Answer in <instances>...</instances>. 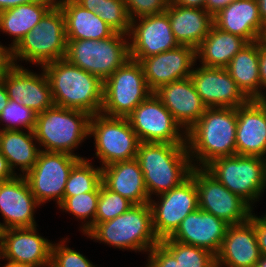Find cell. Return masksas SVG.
Wrapping results in <instances>:
<instances>
[{"mask_svg": "<svg viewBox=\"0 0 266 267\" xmlns=\"http://www.w3.org/2000/svg\"><path fill=\"white\" fill-rule=\"evenodd\" d=\"M236 128L237 108H207L186 132L191 163L199 162L192 166L205 167L216 158L235 155Z\"/></svg>", "mask_w": 266, "mask_h": 267, "instance_id": "1", "label": "cell"}, {"mask_svg": "<svg viewBox=\"0 0 266 267\" xmlns=\"http://www.w3.org/2000/svg\"><path fill=\"white\" fill-rule=\"evenodd\" d=\"M42 69L50 82L55 106L101 113L103 82L95 75L71 64L65 58L45 64Z\"/></svg>", "mask_w": 266, "mask_h": 267, "instance_id": "2", "label": "cell"}, {"mask_svg": "<svg viewBox=\"0 0 266 267\" xmlns=\"http://www.w3.org/2000/svg\"><path fill=\"white\" fill-rule=\"evenodd\" d=\"M136 159L150 199L179 186L193 168L186 144L140 142Z\"/></svg>", "mask_w": 266, "mask_h": 267, "instance_id": "3", "label": "cell"}, {"mask_svg": "<svg viewBox=\"0 0 266 267\" xmlns=\"http://www.w3.org/2000/svg\"><path fill=\"white\" fill-rule=\"evenodd\" d=\"M87 236L118 249L149 252L160 242L153 229L149 203L133 204L116 218L98 223Z\"/></svg>", "mask_w": 266, "mask_h": 267, "instance_id": "4", "label": "cell"}, {"mask_svg": "<svg viewBox=\"0 0 266 267\" xmlns=\"http://www.w3.org/2000/svg\"><path fill=\"white\" fill-rule=\"evenodd\" d=\"M90 117L84 111L55 105L38 113L34 128L37 144L44 148L42 151L67 153L83 159L74 154L73 149L89 137Z\"/></svg>", "mask_w": 266, "mask_h": 267, "instance_id": "5", "label": "cell"}, {"mask_svg": "<svg viewBox=\"0 0 266 267\" xmlns=\"http://www.w3.org/2000/svg\"><path fill=\"white\" fill-rule=\"evenodd\" d=\"M66 46L64 15L60 6L54 4L40 22L11 50L12 64L18 65L19 59L38 64L42 68L47 63L63 59Z\"/></svg>", "mask_w": 266, "mask_h": 267, "instance_id": "6", "label": "cell"}, {"mask_svg": "<svg viewBox=\"0 0 266 267\" xmlns=\"http://www.w3.org/2000/svg\"><path fill=\"white\" fill-rule=\"evenodd\" d=\"M127 36L115 32L103 40H67L64 58L104 82L130 59Z\"/></svg>", "mask_w": 266, "mask_h": 267, "instance_id": "7", "label": "cell"}, {"mask_svg": "<svg viewBox=\"0 0 266 267\" xmlns=\"http://www.w3.org/2000/svg\"><path fill=\"white\" fill-rule=\"evenodd\" d=\"M264 161L259 156L235 154L216 158L204 168L253 209L265 189Z\"/></svg>", "mask_w": 266, "mask_h": 267, "instance_id": "8", "label": "cell"}, {"mask_svg": "<svg viewBox=\"0 0 266 267\" xmlns=\"http://www.w3.org/2000/svg\"><path fill=\"white\" fill-rule=\"evenodd\" d=\"M152 93L141 63L130 58L103 82L101 113L110 117H127Z\"/></svg>", "mask_w": 266, "mask_h": 267, "instance_id": "9", "label": "cell"}, {"mask_svg": "<svg viewBox=\"0 0 266 267\" xmlns=\"http://www.w3.org/2000/svg\"><path fill=\"white\" fill-rule=\"evenodd\" d=\"M91 135L95 141L96 157L102 163L101 168L136 158L140 141L127 117L94 114L89 122V136Z\"/></svg>", "mask_w": 266, "mask_h": 267, "instance_id": "10", "label": "cell"}, {"mask_svg": "<svg viewBox=\"0 0 266 267\" xmlns=\"http://www.w3.org/2000/svg\"><path fill=\"white\" fill-rule=\"evenodd\" d=\"M80 159L67 153L40 151L34 167L24 175L40 205L54 199L60 204L69 174Z\"/></svg>", "mask_w": 266, "mask_h": 267, "instance_id": "11", "label": "cell"}, {"mask_svg": "<svg viewBox=\"0 0 266 267\" xmlns=\"http://www.w3.org/2000/svg\"><path fill=\"white\" fill-rule=\"evenodd\" d=\"M127 119L140 142L186 144V131L154 93L142 101Z\"/></svg>", "mask_w": 266, "mask_h": 267, "instance_id": "12", "label": "cell"}, {"mask_svg": "<svg viewBox=\"0 0 266 267\" xmlns=\"http://www.w3.org/2000/svg\"><path fill=\"white\" fill-rule=\"evenodd\" d=\"M190 176L196 183L199 209L211 213L229 225L243 223L250 218L253 209L204 167H193Z\"/></svg>", "mask_w": 266, "mask_h": 267, "instance_id": "13", "label": "cell"}, {"mask_svg": "<svg viewBox=\"0 0 266 267\" xmlns=\"http://www.w3.org/2000/svg\"><path fill=\"white\" fill-rule=\"evenodd\" d=\"M160 195V201L150 199L153 229L159 240L170 237L183 219L198 207L195 180L189 176L179 186Z\"/></svg>", "mask_w": 266, "mask_h": 267, "instance_id": "14", "label": "cell"}, {"mask_svg": "<svg viewBox=\"0 0 266 267\" xmlns=\"http://www.w3.org/2000/svg\"><path fill=\"white\" fill-rule=\"evenodd\" d=\"M128 39L130 58L138 62L179 46L166 12L131 20Z\"/></svg>", "mask_w": 266, "mask_h": 267, "instance_id": "15", "label": "cell"}, {"mask_svg": "<svg viewBox=\"0 0 266 267\" xmlns=\"http://www.w3.org/2000/svg\"><path fill=\"white\" fill-rule=\"evenodd\" d=\"M0 78L9 100L22 104L37 114L54 106L50 82L44 69L38 75L21 65L12 64Z\"/></svg>", "mask_w": 266, "mask_h": 267, "instance_id": "16", "label": "cell"}, {"mask_svg": "<svg viewBox=\"0 0 266 267\" xmlns=\"http://www.w3.org/2000/svg\"><path fill=\"white\" fill-rule=\"evenodd\" d=\"M190 79L207 108H237L249 101L226 68L201 65L193 68Z\"/></svg>", "mask_w": 266, "mask_h": 267, "instance_id": "17", "label": "cell"}, {"mask_svg": "<svg viewBox=\"0 0 266 267\" xmlns=\"http://www.w3.org/2000/svg\"><path fill=\"white\" fill-rule=\"evenodd\" d=\"M196 61L195 48L179 45L175 49L143 58L140 63L147 85L154 92L165 84L189 78Z\"/></svg>", "mask_w": 266, "mask_h": 267, "instance_id": "18", "label": "cell"}, {"mask_svg": "<svg viewBox=\"0 0 266 267\" xmlns=\"http://www.w3.org/2000/svg\"><path fill=\"white\" fill-rule=\"evenodd\" d=\"M37 206L40 204L23 175L0 182V213L4 219V223H0V231L36 227L34 212Z\"/></svg>", "mask_w": 266, "mask_h": 267, "instance_id": "19", "label": "cell"}, {"mask_svg": "<svg viewBox=\"0 0 266 267\" xmlns=\"http://www.w3.org/2000/svg\"><path fill=\"white\" fill-rule=\"evenodd\" d=\"M2 259L13 263L50 266L52 243L37 233V227L0 231Z\"/></svg>", "mask_w": 266, "mask_h": 267, "instance_id": "20", "label": "cell"}, {"mask_svg": "<svg viewBox=\"0 0 266 267\" xmlns=\"http://www.w3.org/2000/svg\"><path fill=\"white\" fill-rule=\"evenodd\" d=\"M261 256L252 213L247 221L228 226L216 254V267H256Z\"/></svg>", "mask_w": 266, "mask_h": 267, "instance_id": "21", "label": "cell"}, {"mask_svg": "<svg viewBox=\"0 0 266 267\" xmlns=\"http://www.w3.org/2000/svg\"><path fill=\"white\" fill-rule=\"evenodd\" d=\"M229 224L201 209L188 214L169 237L177 242L201 247L217 254Z\"/></svg>", "mask_w": 266, "mask_h": 267, "instance_id": "22", "label": "cell"}, {"mask_svg": "<svg viewBox=\"0 0 266 267\" xmlns=\"http://www.w3.org/2000/svg\"><path fill=\"white\" fill-rule=\"evenodd\" d=\"M236 154L266 158V104L262 100L237 107Z\"/></svg>", "mask_w": 266, "mask_h": 267, "instance_id": "23", "label": "cell"}, {"mask_svg": "<svg viewBox=\"0 0 266 267\" xmlns=\"http://www.w3.org/2000/svg\"><path fill=\"white\" fill-rule=\"evenodd\" d=\"M153 93L186 132L207 109L190 77L165 84Z\"/></svg>", "mask_w": 266, "mask_h": 267, "instance_id": "24", "label": "cell"}, {"mask_svg": "<svg viewBox=\"0 0 266 267\" xmlns=\"http://www.w3.org/2000/svg\"><path fill=\"white\" fill-rule=\"evenodd\" d=\"M214 25L248 43L263 39L266 26L259 15L257 0H235L213 16Z\"/></svg>", "mask_w": 266, "mask_h": 267, "instance_id": "25", "label": "cell"}, {"mask_svg": "<svg viewBox=\"0 0 266 267\" xmlns=\"http://www.w3.org/2000/svg\"><path fill=\"white\" fill-rule=\"evenodd\" d=\"M102 184L133 204L150 202L143 172L136 158L114 162L103 167Z\"/></svg>", "mask_w": 266, "mask_h": 267, "instance_id": "26", "label": "cell"}, {"mask_svg": "<svg viewBox=\"0 0 266 267\" xmlns=\"http://www.w3.org/2000/svg\"><path fill=\"white\" fill-rule=\"evenodd\" d=\"M171 29L179 45L197 48L214 24L213 16L205 9L182 7L171 1L165 11Z\"/></svg>", "mask_w": 266, "mask_h": 267, "instance_id": "27", "label": "cell"}, {"mask_svg": "<svg viewBox=\"0 0 266 267\" xmlns=\"http://www.w3.org/2000/svg\"><path fill=\"white\" fill-rule=\"evenodd\" d=\"M57 4L64 15L67 40H103L115 33L100 16L74 0H60Z\"/></svg>", "mask_w": 266, "mask_h": 267, "instance_id": "28", "label": "cell"}, {"mask_svg": "<svg viewBox=\"0 0 266 267\" xmlns=\"http://www.w3.org/2000/svg\"><path fill=\"white\" fill-rule=\"evenodd\" d=\"M34 131L27 133L20 130H0V152L7 159L8 165L14 174L18 167L23 174L29 172L37 162L42 149L36 147ZM35 141V142H33Z\"/></svg>", "mask_w": 266, "mask_h": 267, "instance_id": "29", "label": "cell"}, {"mask_svg": "<svg viewBox=\"0 0 266 267\" xmlns=\"http://www.w3.org/2000/svg\"><path fill=\"white\" fill-rule=\"evenodd\" d=\"M248 42L212 25L209 34L196 48V59L206 67L226 68L232 58Z\"/></svg>", "mask_w": 266, "mask_h": 267, "instance_id": "30", "label": "cell"}, {"mask_svg": "<svg viewBox=\"0 0 266 267\" xmlns=\"http://www.w3.org/2000/svg\"><path fill=\"white\" fill-rule=\"evenodd\" d=\"M226 70L249 100H261L259 40L245 45L232 58Z\"/></svg>", "mask_w": 266, "mask_h": 267, "instance_id": "31", "label": "cell"}, {"mask_svg": "<svg viewBox=\"0 0 266 267\" xmlns=\"http://www.w3.org/2000/svg\"><path fill=\"white\" fill-rule=\"evenodd\" d=\"M54 4L52 0H36L0 12L1 31L13 37L10 50L19 44Z\"/></svg>", "mask_w": 266, "mask_h": 267, "instance_id": "32", "label": "cell"}, {"mask_svg": "<svg viewBox=\"0 0 266 267\" xmlns=\"http://www.w3.org/2000/svg\"><path fill=\"white\" fill-rule=\"evenodd\" d=\"M81 7L93 11L117 33L128 35L131 27L127 7L123 0H74Z\"/></svg>", "mask_w": 266, "mask_h": 267, "instance_id": "33", "label": "cell"}, {"mask_svg": "<svg viewBox=\"0 0 266 267\" xmlns=\"http://www.w3.org/2000/svg\"><path fill=\"white\" fill-rule=\"evenodd\" d=\"M89 159H80L67 179L63 197L93 192L102 183V168H94Z\"/></svg>", "mask_w": 266, "mask_h": 267, "instance_id": "34", "label": "cell"}, {"mask_svg": "<svg viewBox=\"0 0 266 267\" xmlns=\"http://www.w3.org/2000/svg\"><path fill=\"white\" fill-rule=\"evenodd\" d=\"M99 195L100 185L93 192L63 197V200L60 202L58 207L62 209V211L65 210L77 219L86 222L83 226L81 225V232L87 235L95 227V217Z\"/></svg>", "mask_w": 266, "mask_h": 267, "instance_id": "35", "label": "cell"}, {"mask_svg": "<svg viewBox=\"0 0 266 267\" xmlns=\"http://www.w3.org/2000/svg\"><path fill=\"white\" fill-rule=\"evenodd\" d=\"M160 243L179 261L180 267H216V255L207 249L183 244L169 237L160 240Z\"/></svg>", "mask_w": 266, "mask_h": 267, "instance_id": "36", "label": "cell"}, {"mask_svg": "<svg viewBox=\"0 0 266 267\" xmlns=\"http://www.w3.org/2000/svg\"><path fill=\"white\" fill-rule=\"evenodd\" d=\"M133 205L127 198L107 189L100 184V195L97 202L95 226L98 223L106 222L123 214Z\"/></svg>", "mask_w": 266, "mask_h": 267, "instance_id": "37", "label": "cell"}, {"mask_svg": "<svg viewBox=\"0 0 266 267\" xmlns=\"http://www.w3.org/2000/svg\"><path fill=\"white\" fill-rule=\"evenodd\" d=\"M36 117L37 113L32 109L27 108L22 104H18L13 100H9L7 106L0 114V123L1 121L7 123L2 124L5 127H0V130H20L19 127H23L26 130L34 131Z\"/></svg>", "mask_w": 266, "mask_h": 267, "instance_id": "38", "label": "cell"}, {"mask_svg": "<svg viewBox=\"0 0 266 267\" xmlns=\"http://www.w3.org/2000/svg\"><path fill=\"white\" fill-rule=\"evenodd\" d=\"M65 239L52 244L50 267H95L80 252L67 247Z\"/></svg>", "mask_w": 266, "mask_h": 267, "instance_id": "39", "label": "cell"}, {"mask_svg": "<svg viewBox=\"0 0 266 267\" xmlns=\"http://www.w3.org/2000/svg\"><path fill=\"white\" fill-rule=\"evenodd\" d=\"M131 20L166 11L171 0H123Z\"/></svg>", "mask_w": 266, "mask_h": 267, "instance_id": "40", "label": "cell"}, {"mask_svg": "<svg viewBox=\"0 0 266 267\" xmlns=\"http://www.w3.org/2000/svg\"><path fill=\"white\" fill-rule=\"evenodd\" d=\"M149 252L146 267H180L179 261L160 242Z\"/></svg>", "mask_w": 266, "mask_h": 267, "instance_id": "41", "label": "cell"}, {"mask_svg": "<svg viewBox=\"0 0 266 267\" xmlns=\"http://www.w3.org/2000/svg\"><path fill=\"white\" fill-rule=\"evenodd\" d=\"M254 227L261 254L266 256V222L254 214Z\"/></svg>", "mask_w": 266, "mask_h": 267, "instance_id": "42", "label": "cell"}, {"mask_svg": "<svg viewBox=\"0 0 266 267\" xmlns=\"http://www.w3.org/2000/svg\"><path fill=\"white\" fill-rule=\"evenodd\" d=\"M259 71L261 81V100L266 97V92H262L266 88V43L259 40Z\"/></svg>", "mask_w": 266, "mask_h": 267, "instance_id": "43", "label": "cell"}, {"mask_svg": "<svg viewBox=\"0 0 266 267\" xmlns=\"http://www.w3.org/2000/svg\"><path fill=\"white\" fill-rule=\"evenodd\" d=\"M235 0H206L205 10L212 16H215L220 10L226 8L230 3Z\"/></svg>", "mask_w": 266, "mask_h": 267, "instance_id": "44", "label": "cell"}, {"mask_svg": "<svg viewBox=\"0 0 266 267\" xmlns=\"http://www.w3.org/2000/svg\"><path fill=\"white\" fill-rule=\"evenodd\" d=\"M11 65V50L0 43V75Z\"/></svg>", "mask_w": 266, "mask_h": 267, "instance_id": "45", "label": "cell"}, {"mask_svg": "<svg viewBox=\"0 0 266 267\" xmlns=\"http://www.w3.org/2000/svg\"><path fill=\"white\" fill-rule=\"evenodd\" d=\"M16 176L10 169L7 159L0 152V182L11 180Z\"/></svg>", "mask_w": 266, "mask_h": 267, "instance_id": "46", "label": "cell"}, {"mask_svg": "<svg viewBox=\"0 0 266 267\" xmlns=\"http://www.w3.org/2000/svg\"><path fill=\"white\" fill-rule=\"evenodd\" d=\"M171 2L182 7L205 9L206 0H171Z\"/></svg>", "mask_w": 266, "mask_h": 267, "instance_id": "47", "label": "cell"}, {"mask_svg": "<svg viewBox=\"0 0 266 267\" xmlns=\"http://www.w3.org/2000/svg\"><path fill=\"white\" fill-rule=\"evenodd\" d=\"M36 0H0V12L22 4H28Z\"/></svg>", "mask_w": 266, "mask_h": 267, "instance_id": "48", "label": "cell"}, {"mask_svg": "<svg viewBox=\"0 0 266 267\" xmlns=\"http://www.w3.org/2000/svg\"><path fill=\"white\" fill-rule=\"evenodd\" d=\"M8 102H9L8 93L4 85V82L0 78V114L2 110L7 106Z\"/></svg>", "mask_w": 266, "mask_h": 267, "instance_id": "49", "label": "cell"}, {"mask_svg": "<svg viewBox=\"0 0 266 267\" xmlns=\"http://www.w3.org/2000/svg\"><path fill=\"white\" fill-rule=\"evenodd\" d=\"M259 15L262 23L266 26V0H257Z\"/></svg>", "mask_w": 266, "mask_h": 267, "instance_id": "50", "label": "cell"}, {"mask_svg": "<svg viewBox=\"0 0 266 267\" xmlns=\"http://www.w3.org/2000/svg\"><path fill=\"white\" fill-rule=\"evenodd\" d=\"M3 267H50V266H37L31 264H24V263H13V262H6Z\"/></svg>", "mask_w": 266, "mask_h": 267, "instance_id": "51", "label": "cell"}, {"mask_svg": "<svg viewBox=\"0 0 266 267\" xmlns=\"http://www.w3.org/2000/svg\"><path fill=\"white\" fill-rule=\"evenodd\" d=\"M256 267H266V256L262 255L256 264Z\"/></svg>", "mask_w": 266, "mask_h": 267, "instance_id": "52", "label": "cell"}, {"mask_svg": "<svg viewBox=\"0 0 266 267\" xmlns=\"http://www.w3.org/2000/svg\"><path fill=\"white\" fill-rule=\"evenodd\" d=\"M264 187L266 189V158H265V161H264Z\"/></svg>", "mask_w": 266, "mask_h": 267, "instance_id": "53", "label": "cell"}, {"mask_svg": "<svg viewBox=\"0 0 266 267\" xmlns=\"http://www.w3.org/2000/svg\"><path fill=\"white\" fill-rule=\"evenodd\" d=\"M2 258V241H1V235H0V259Z\"/></svg>", "mask_w": 266, "mask_h": 267, "instance_id": "54", "label": "cell"}, {"mask_svg": "<svg viewBox=\"0 0 266 267\" xmlns=\"http://www.w3.org/2000/svg\"><path fill=\"white\" fill-rule=\"evenodd\" d=\"M263 42H265L266 43V31H265V34H264V37H263Z\"/></svg>", "mask_w": 266, "mask_h": 267, "instance_id": "55", "label": "cell"}, {"mask_svg": "<svg viewBox=\"0 0 266 267\" xmlns=\"http://www.w3.org/2000/svg\"><path fill=\"white\" fill-rule=\"evenodd\" d=\"M266 222V214L261 217Z\"/></svg>", "mask_w": 266, "mask_h": 267, "instance_id": "56", "label": "cell"}, {"mask_svg": "<svg viewBox=\"0 0 266 267\" xmlns=\"http://www.w3.org/2000/svg\"><path fill=\"white\" fill-rule=\"evenodd\" d=\"M55 4H57L60 0H52Z\"/></svg>", "mask_w": 266, "mask_h": 267, "instance_id": "57", "label": "cell"}, {"mask_svg": "<svg viewBox=\"0 0 266 267\" xmlns=\"http://www.w3.org/2000/svg\"><path fill=\"white\" fill-rule=\"evenodd\" d=\"M262 101L266 104V97Z\"/></svg>", "mask_w": 266, "mask_h": 267, "instance_id": "58", "label": "cell"}]
</instances>
